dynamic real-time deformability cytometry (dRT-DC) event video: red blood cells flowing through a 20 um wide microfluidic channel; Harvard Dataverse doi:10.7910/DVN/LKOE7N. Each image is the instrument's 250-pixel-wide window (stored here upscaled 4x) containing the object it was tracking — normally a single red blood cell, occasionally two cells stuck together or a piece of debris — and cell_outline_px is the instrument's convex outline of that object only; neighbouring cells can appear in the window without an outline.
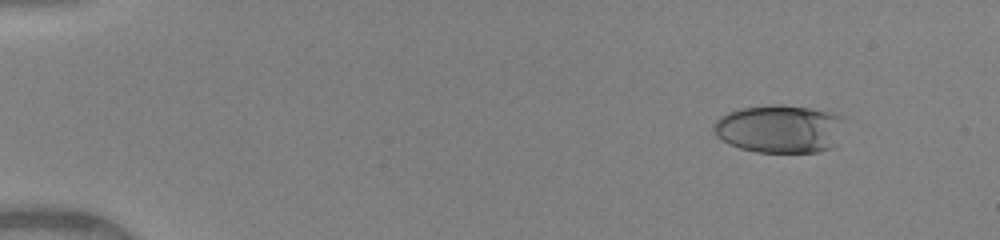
{"species": "human", "species_latin": "Homo sapiens", "temperature_condition": "warm", "stored_images_in_passage": 50, "camera_frame_rate_fps": 3000, "um_per_image_px": 0.085, "donor": {"sex": "female"}, "frame": {"image": 1, "passage_image": 6, "time_ms": 1.667, "image_size_px": [1000, 240], "cell_outline_px": [[844, 116], [836, 144], [832, 148], [816, 152], [756, 152], [740, 148], [716, 136], [712, 128], [716, 120], [720, 116], [728, 112], [740, 108], [772, 104], [784, 104], [808, 108], [828, 112]], "centroid_in_image_um": [66.25, 10.94], "position_along_channel_um": 18.7, "area_um2": 36.65}}
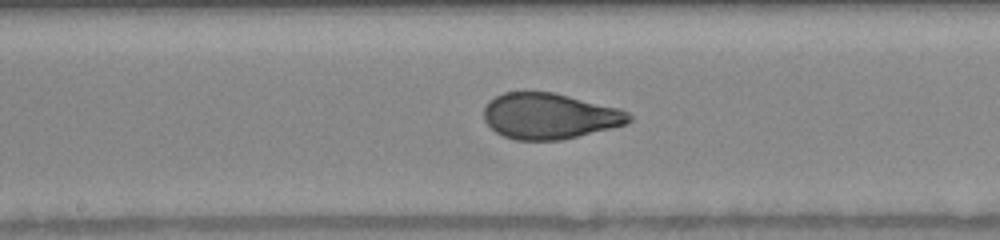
{"frame": {"image": 2, "passage_image": 28, "time_ms": 9.0, "image_size_px": [1000, 240], "cell_outline_px": [[632, 120], [624, 124], [612, 128], [560, 140], [516, 140], [504, 136], [496, 132], [484, 120], [484, 108], [488, 100], [504, 92], [552, 92], [620, 108], [628, 112], [632, 116]], "centroid_in_image_um": [46.7, 9.86], "position_along_channel_um": 201.5, "area_um2": 38.67}}
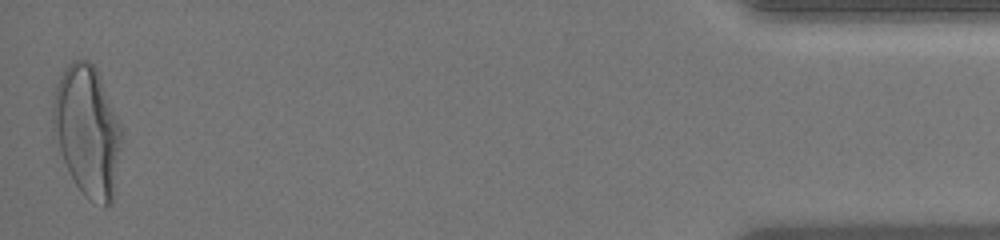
{"frame": {"image": 3, "passage_image": 50, "time_ms": 16.333, "image_size_px": [1000, 240], "cell_outline_px": [[124, 128], [112, 204], [104, 208], [84, 196], [76, 184], [64, 160], [52, 128], [52, 104], [56, 88], [60, 76], [64, 68], [72, 60], [88, 60], [96, 68]], "centroid_in_image_um": [7.46, 11.12], "position_along_channel_um": 427.7, "area_um2": 52.48}, "authors_computed_cell_mechanics": {"area_um2": 39.1017, "velocity_mm_per_s": 4.1308, "shape_relaxation_time_tau1_ms": 4.897, "shape_relaxation_time_tau2_ms": null, "deformation_change_tau1": 0.2203, "deformation_change_tau2": null}}